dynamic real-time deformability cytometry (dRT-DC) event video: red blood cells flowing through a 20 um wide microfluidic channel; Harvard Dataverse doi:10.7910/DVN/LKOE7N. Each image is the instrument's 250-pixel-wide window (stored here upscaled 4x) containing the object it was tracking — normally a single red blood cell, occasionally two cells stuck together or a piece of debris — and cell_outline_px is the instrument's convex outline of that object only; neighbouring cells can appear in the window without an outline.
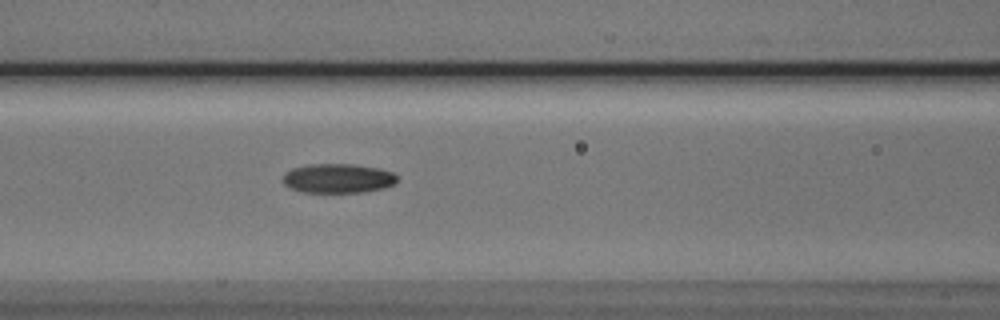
{"species": "Egyptian fruit bat (a non-hibernating species)", "species_latin": "Rousettus aegyptiacus", "temperature_condition": "cold", "stored_images_in_passage": 4, "camera_frame_rate_fps": 3000, "um_per_image_px": 0.085, "animal": {"sex": "male"}, "frame": {"image": 1, "passage_image": 4, "time_ms": 4.667, "image_size_px": [1000, 320], "cell_outline_px": [[396, 184], [384, 188], [360, 192], [304, 192], [292, 188], [284, 184], [284, 176], [292, 168], [308, 164], [356, 164], [380, 168], [392, 172], [396, 176]], "centroid_in_image_um": [28.77, 15.15], "position_along_channel_um": 137.8, "area_um2": 19.42}}